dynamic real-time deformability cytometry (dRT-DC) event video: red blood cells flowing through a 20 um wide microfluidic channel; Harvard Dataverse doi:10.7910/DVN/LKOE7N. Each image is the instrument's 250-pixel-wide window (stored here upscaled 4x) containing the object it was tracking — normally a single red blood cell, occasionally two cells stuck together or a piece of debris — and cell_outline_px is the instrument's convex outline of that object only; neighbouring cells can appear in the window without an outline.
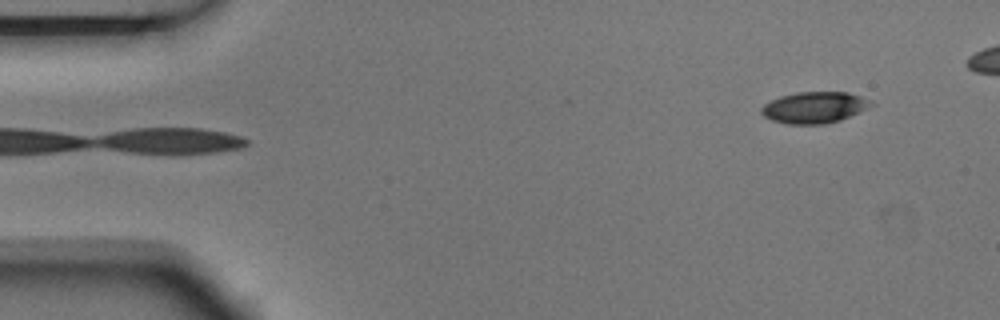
{"species": "Egyptian fruit bat (a non-hibernating species)", "species_latin": "Rousettus aegyptiacus", "temperature_condition": "room temperature", "stored_images_in_passage": 5, "camera_frame_rate_fps": 3000, "um_per_image_px": 0.085, "animal": {"sex": "male"}, "frame": {"image": 1, "passage_image": 5, "time_ms": 1.333, "image_size_px": [1000, 320], "cell_outline_px": [[876, 104], [868, 108], [840, 120], [824, 124], [788, 124], [772, 120], [764, 116], [760, 112], [760, 108], [764, 104], [780, 96], [796, 92], [848, 92], [860, 96]], "centroid_in_image_um": [69.21, 9.13], "position_along_channel_um": 15.8, "area_um2": 20.0}}